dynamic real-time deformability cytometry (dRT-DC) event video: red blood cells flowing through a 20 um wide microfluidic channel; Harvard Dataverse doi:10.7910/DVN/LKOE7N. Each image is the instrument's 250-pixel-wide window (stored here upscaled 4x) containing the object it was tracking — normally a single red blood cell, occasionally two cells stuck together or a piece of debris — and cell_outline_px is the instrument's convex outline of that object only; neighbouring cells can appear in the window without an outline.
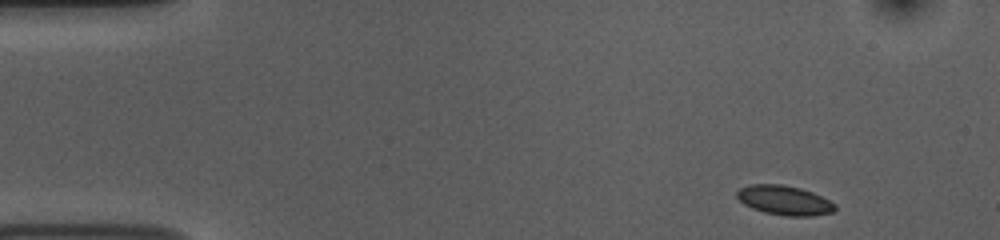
{"species": "common noctule bat (a hibernating species)", "species_latin": "Nyctalus noctula", "temperature_condition": "room temperature", "stored_images_in_passage": 49, "camera_frame_rate_fps": 3000, "um_per_image_px": 0.085, "animal": {"sex": "female", "body_mass_g": 10.0, "forearm_length_mm": 53.1}, "frame": {"image": 1, "passage_image": 1, "time_ms": 0.0, "image_size_px": [1000, 240], "cell_outline_px": [[836, 208], [832, 212], [812, 216], [784, 216], [764, 212], [752, 208], [744, 204], [736, 196], [736, 192], [740, 188], [748, 184], [780, 184], [800, 188], [812, 192], [836, 204]], "centroid_in_image_um": [66.65, 17.02], "position_along_channel_um": 18.3, "area_um2": 16.82}}
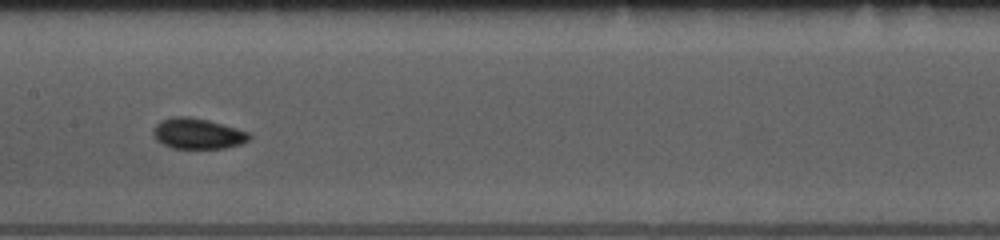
{"frame": {"image": 2, "passage_image": 22, "time_ms": 7.0, "image_size_px": [1000, 240], "cell_outline_px": [[252, 136], [248, 140], [240, 144], [224, 148], [172, 148], [156, 140], [152, 132], [152, 128], [160, 120], [172, 116], [188, 116], [208, 120], [236, 128], [248, 132]], "centroid_in_image_um": [16.76, 11.34], "position_along_channel_um": 190.6, "area_um2": 17.17}}
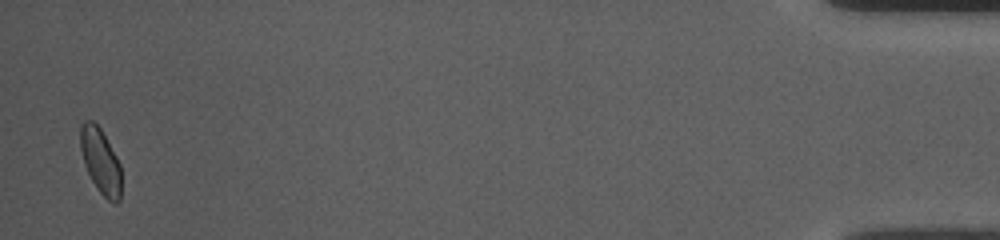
{"frame": {"image": 3, "passage_image": 48, "time_ms": 15.667, "image_size_px": [1000, 240], "cell_outline_px": [[120, 200], [116, 204], [108, 200], [100, 192], [92, 180], [84, 164], [80, 148], [80, 124], [84, 120], [92, 120], [100, 128], [116, 156], [120, 164]], "centroid_in_image_um": [8.53, 13.67], "position_along_channel_um": 426.7, "area_um2": 15.37}, "authors_computed_cell_mechanics": {"area_um2": 16.2996, "velocity_mm_per_s": 3.7378, "shape_relaxation_time_tau1_ms": 5.505, "shape_relaxation_time_tau2_ms": 1.9951, "deformation_change_tau1": 0.0845, "deformation_change_tau2": 0.0565}}